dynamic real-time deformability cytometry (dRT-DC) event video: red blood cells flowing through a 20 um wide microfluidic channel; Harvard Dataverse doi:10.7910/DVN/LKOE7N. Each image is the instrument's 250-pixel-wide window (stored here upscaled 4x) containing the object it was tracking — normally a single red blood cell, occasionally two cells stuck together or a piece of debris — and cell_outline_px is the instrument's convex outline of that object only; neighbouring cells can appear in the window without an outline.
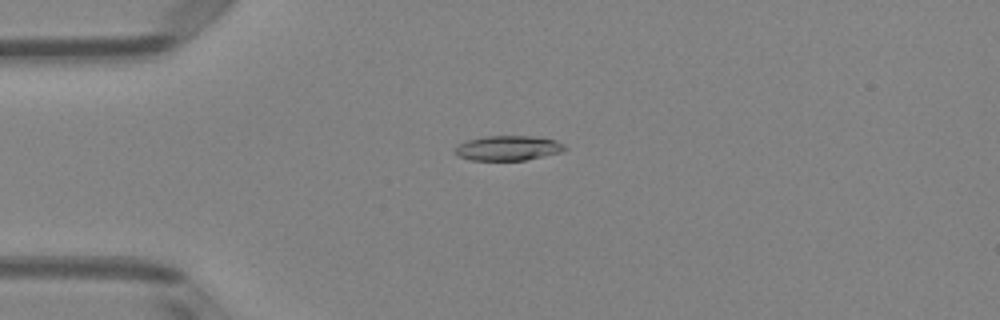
{"species": "Egyptian fruit bat (a non-hibernating species)", "species_latin": "Rousettus aegyptiacus", "temperature_condition": "room temperature", "stored_images_in_passage": 46, "camera_frame_rate_fps": 3000, "um_per_image_px": 0.085, "animal": {"sex": "female"}, "frame": {"image": 1, "passage_image": 9, "time_ms": 2.667, "image_size_px": [1000, 320], "cell_outline_px": [[568, 148], [560, 152], [524, 160], [472, 160], [456, 156], [452, 152], [460, 144], [468, 140], [484, 136], [532, 136], [556, 140], [564, 144]], "centroid_in_image_um": [43.17, 12.58], "position_along_channel_um": 41.8, "area_um2": 15.84}}
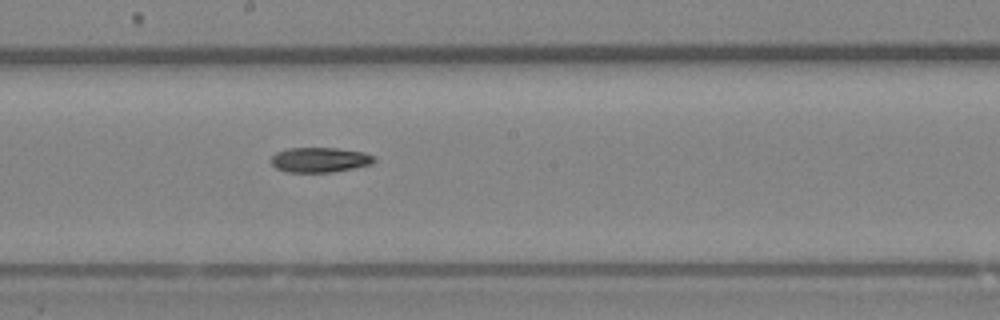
{"frame": {"image": 2, "passage_image": 24, "time_ms": 7.667, "image_size_px": [1000, 320], "cell_outline_px": [[376, 160], [372, 164], [332, 172], [288, 172], [276, 168], [268, 160], [276, 152], [288, 148], [336, 148], [364, 152], [376, 156]], "centroid_in_image_um": [27.18, 13.58], "position_along_channel_um": 221.0, "area_um2": 15.09}}
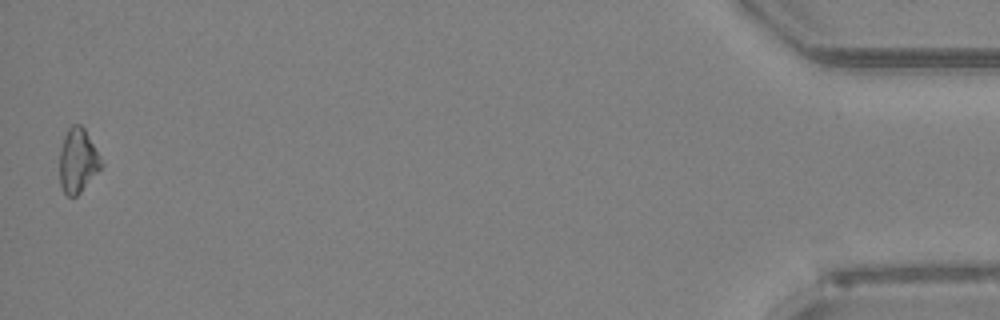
{"frame": {"image": 3, "passage_image": 46, "time_ms": 15.0, "image_size_px": [1000, 320], "cell_outline_px": [[104, 164], [80, 192], [76, 196], [68, 196], [64, 192], [60, 184], [60, 152], [64, 136], [68, 128], [72, 124], [80, 124], [84, 128], [100, 156]], "centroid_in_image_um": [6.61, 13.64], "position_along_channel_um": 428.6, "area_um2": 15.37}}